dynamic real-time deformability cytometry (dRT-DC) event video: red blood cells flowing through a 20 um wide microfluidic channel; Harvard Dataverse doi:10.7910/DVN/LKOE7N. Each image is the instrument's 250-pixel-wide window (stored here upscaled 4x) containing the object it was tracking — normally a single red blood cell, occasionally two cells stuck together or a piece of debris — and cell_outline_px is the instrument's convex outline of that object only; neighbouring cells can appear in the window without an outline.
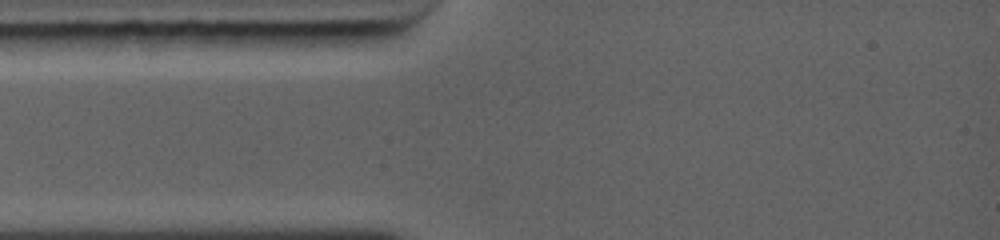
{"species": "common noctule bat (a hibernating species)", "species_latin": "Nyctalus noctula", "temperature_condition": "warm", "stored_images_in_passage": 1, "camera_frame_rate_fps": 5000, "um_per_image_px": 0.085, "animal": {"sex": "female", "body_mass_g": 19.0, "forearm_length_mm": 56.7}, "frame": {"image": 1, "passage_image": 1, "time_ms": 0.0, "image_size_px": [1000, 240], "cell_outline_px": [[944, 148], [916, 172], [912, 172], [880, 136], [908, 124], [944, 132]], "centroid_in_image_um": [77.78, 12.31], "position_along_channel_um": 7.2, "area_um2": 13.35}}